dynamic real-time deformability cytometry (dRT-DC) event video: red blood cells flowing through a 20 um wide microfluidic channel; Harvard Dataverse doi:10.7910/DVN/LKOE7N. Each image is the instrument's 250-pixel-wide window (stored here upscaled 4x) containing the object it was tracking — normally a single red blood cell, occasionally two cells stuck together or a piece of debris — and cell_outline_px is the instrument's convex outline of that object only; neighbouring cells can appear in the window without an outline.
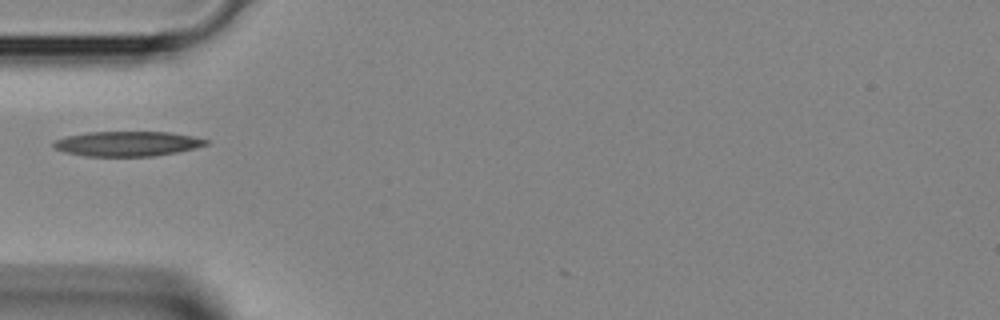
{"species": "Egyptian fruit bat (a non-hibernating species)", "species_latin": "Rousettus aegyptiacus", "temperature_condition": "room temperature", "stored_images_in_passage": 1, "camera_frame_rate_fps": 3000, "um_per_image_px": 0.085, "animal": {"sex": "female"}, "frame": {"image": 1, "passage_image": 1, "time_ms": 0.0, "image_size_px": [1000, 320], "cell_outline_px": [[208, 144], [196, 148], [156, 156], [84, 156], [64, 152], [52, 148], [52, 144], [56, 140], [68, 136], [88, 132], [168, 132], [192, 136], [208, 140]], "centroid_in_image_um": [10.81, 12.22], "position_along_channel_um": 74.2, "area_um2": 22.08}}